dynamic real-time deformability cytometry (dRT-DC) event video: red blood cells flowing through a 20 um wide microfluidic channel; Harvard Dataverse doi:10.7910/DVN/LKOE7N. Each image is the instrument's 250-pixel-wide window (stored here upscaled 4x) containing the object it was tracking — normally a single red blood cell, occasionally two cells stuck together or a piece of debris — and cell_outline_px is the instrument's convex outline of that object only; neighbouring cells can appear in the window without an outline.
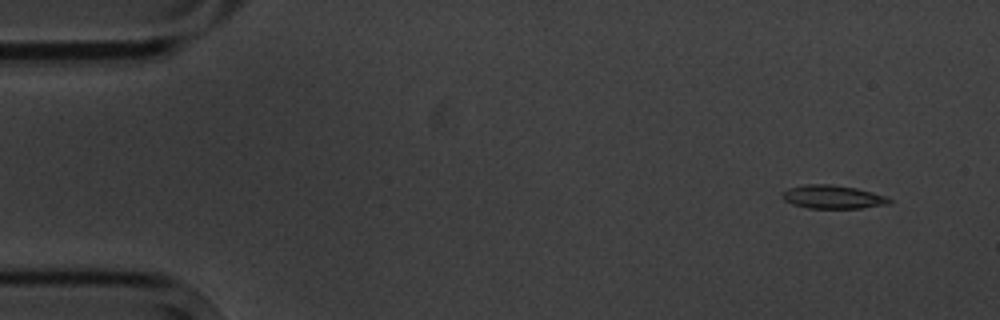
{"species": "common noctule bat (a hibernating species)", "species_latin": "Nyctalus noctula", "temperature_condition": "cold", "stored_images_in_passage": 5, "camera_frame_rate_fps": 3000, "um_per_image_px": 0.085, "animal": {"sex": "male", "body_mass_g": 20.1, "forearm_length_mm": 53.5}, "frame": {"image": 1, "passage_image": 1, "time_ms": 0.0, "image_size_px": [1000, 320], "cell_outline_px": [[892, 200], [888, 204], [860, 208], [808, 208], [792, 204], [784, 200], [780, 196], [780, 192], [788, 188], [804, 184], [832, 184], [856, 188], [888, 196]], "centroid_in_image_um": [70.75, 16.73], "position_along_channel_um": 14.3, "area_um2": 14.8}}
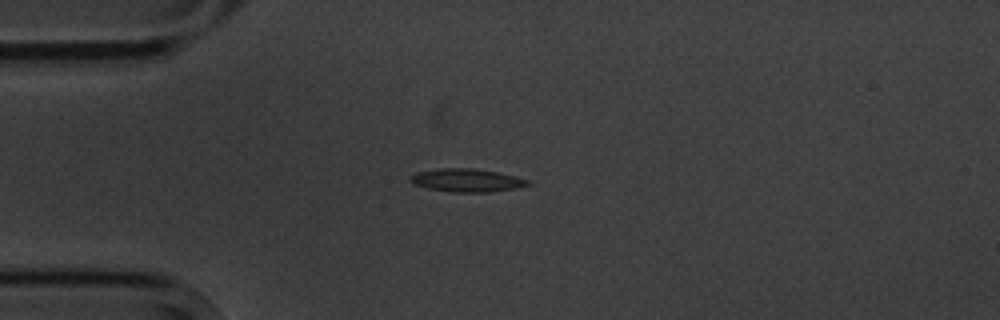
{"frame": {"image": 2, "passage_image": 4, "time_ms": 3.333, "image_size_px": [1000, 320], "cell_outline_px": [[532, 184], [516, 188], [488, 192], [452, 192], [428, 188], [416, 184], [408, 180], [408, 176], [416, 172], [440, 168], [472, 168], [496, 172], [528, 180]], "centroid_in_image_um": [39.63, 15.32], "position_along_channel_um": 45.4, "area_um2": 15.66}}
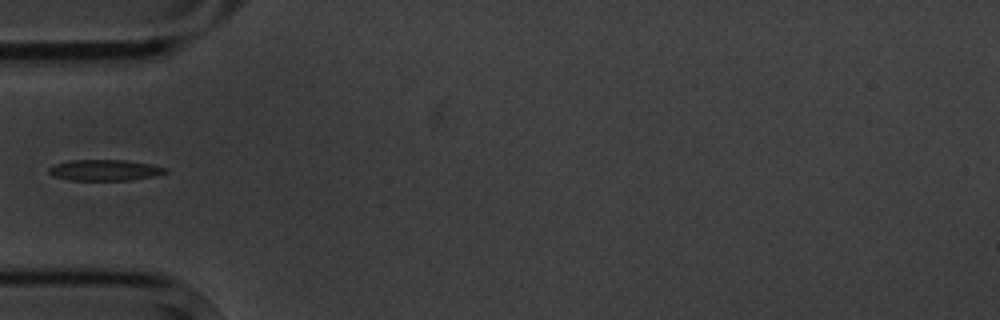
{"frame": {"image": 3, "passage_image": 5, "time_ms": 4.667, "image_size_px": [1000, 320], "cell_outline_px": [[168, 172], [152, 176], [128, 180], [68, 180], [52, 176], [48, 172], [48, 168], [56, 164], [68, 160], [124, 160], [152, 164], [168, 168]], "centroid_in_image_um": [8.88, 14.46], "position_along_channel_um": 76.1, "area_um2": 14.28}}